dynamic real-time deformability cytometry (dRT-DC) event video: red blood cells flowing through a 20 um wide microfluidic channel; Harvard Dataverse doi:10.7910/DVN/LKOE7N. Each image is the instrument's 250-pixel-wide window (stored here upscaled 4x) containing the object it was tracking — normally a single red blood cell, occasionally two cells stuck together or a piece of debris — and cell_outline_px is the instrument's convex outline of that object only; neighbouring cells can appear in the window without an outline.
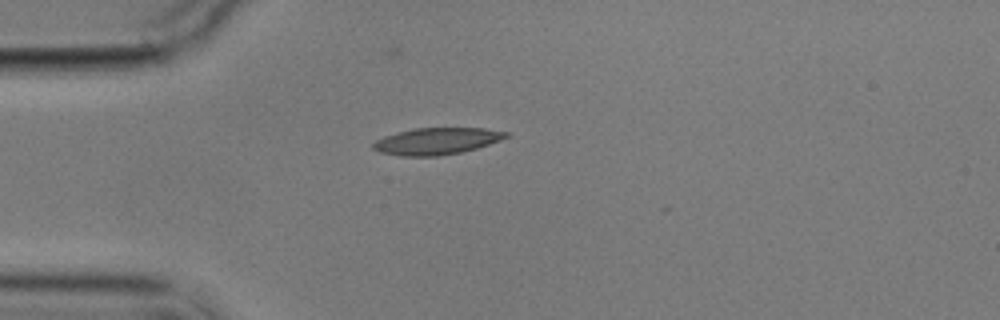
{"species": "common noctule bat (a hibernating species)", "species_latin": "Nyctalus noctula", "temperature_condition": "cold", "stored_images_in_passage": 3, "camera_frame_rate_fps": 3000, "um_per_image_px": 0.085, "animal": {"sex": "male", "body_mass_g": 17.9}, "frame": {"image": 1, "passage_image": 1, "time_ms": 0.0, "image_size_px": [1000, 320], "cell_outline_px": [[512, 132], [508, 136], [500, 140], [476, 148], [460, 152], [436, 156], [400, 156], [380, 152], [372, 148], [372, 144], [376, 140], [384, 136], [396, 132], [412, 128], [484, 128]], "centroid_in_image_um": [37.1, 11.98], "position_along_channel_um": 47.9, "area_um2": 20.75}}